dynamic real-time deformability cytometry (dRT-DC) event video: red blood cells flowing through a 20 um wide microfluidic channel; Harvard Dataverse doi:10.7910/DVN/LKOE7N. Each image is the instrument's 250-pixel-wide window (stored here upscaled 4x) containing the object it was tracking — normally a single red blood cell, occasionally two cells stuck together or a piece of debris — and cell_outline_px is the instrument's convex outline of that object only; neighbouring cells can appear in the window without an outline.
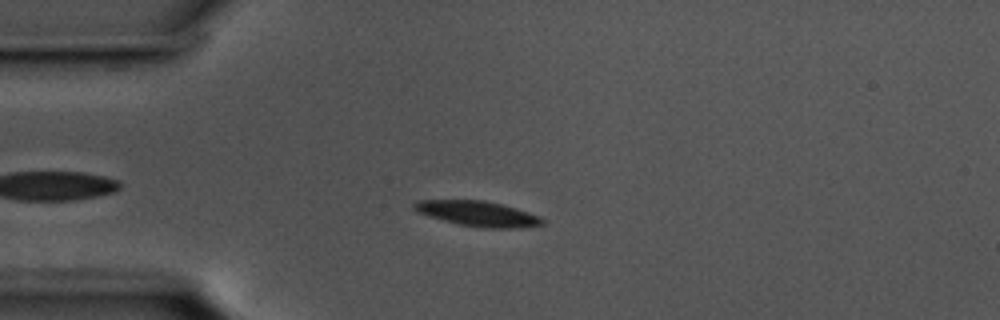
{"species": "common noctule bat (a hibernating species)", "species_latin": "Nyctalus noctula", "temperature_condition": "cold", "stored_images_in_passage": 49, "camera_frame_rate_fps": 3000, "um_per_image_px": 0.085, "animal": {"sex": "male", "body_mass_g": 17.5, "forearm_length_mm": 52.3}, "frame": {"image": 1, "passage_image": 7, "time_ms": 2.0, "image_size_px": [1000, 320], "cell_outline_px": [[544, 224], [520, 228], [484, 228], [460, 224], [428, 216], [416, 212], [412, 208], [412, 204], [416, 200], [484, 200], [516, 208], [540, 216], [544, 220]], "centroid_in_image_um": [40.59, 18.16], "position_along_channel_um": 44.4, "area_um2": 18.84}}
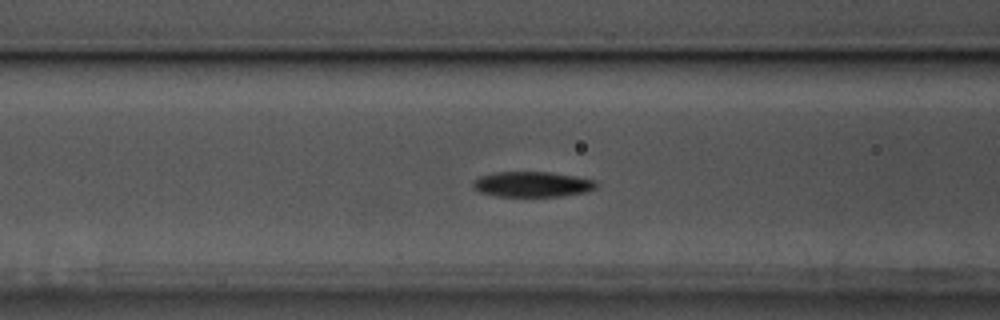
{"frame": {"image": 2, "passage_image": 15, "time_ms": 4.667, "image_size_px": [1000, 320], "cell_outline_px": [[596, 188], [584, 192], [560, 196], [496, 196], [480, 192], [472, 184], [472, 180], [480, 176], [496, 172], [548, 172], [576, 176], [596, 180]], "centroid_in_image_um": [45.23, 15.66], "position_along_channel_um": 121.4, "area_um2": 18.09}}
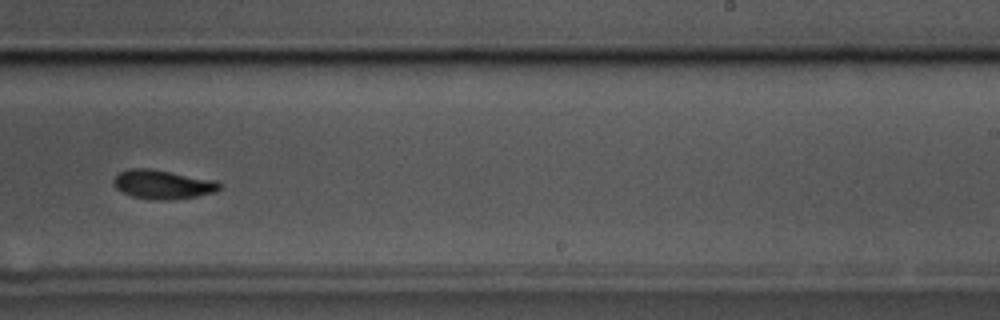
{"frame": {"image": 3, "passage_image": 28, "time_ms": 9.0, "image_size_px": [1000, 320], "cell_outline_px": [[220, 188], [216, 192], [196, 196], [164, 200], [152, 200], [132, 196], [116, 188], [112, 184], [112, 180], [120, 172], [128, 168], [148, 168], [216, 180], [220, 184]], "centroid_in_image_um": [13.81, 15.67], "position_along_channel_um": 275.2, "area_um2": 17.8}, "authors_computed_cell_mechanics": {"area_um2": 18.0914, "velocity_mm_per_s": 3.5581, "shape_relaxation_time_tau1_ms": 7.8573, "shape_relaxation_time_tau2_ms": 11.1751, "deformation_change_tau1": 0.2753, "deformation_change_tau2": 0.1275}}